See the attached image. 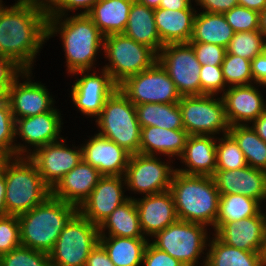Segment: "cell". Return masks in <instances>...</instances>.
<instances>
[{"mask_svg":"<svg viewBox=\"0 0 266 266\" xmlns=\"http://www.w3.org/2000/svg\"><path fill=\"white\" fill-rule=\"evenodd\" d=\"M0 0V56L32 70L36 55L47 40L45 0H18L4 6Z\"/></svg>","mask_w":266,"mask_h":266,"instance_id":"cell-1","label":"cell"},{"mask_svg":"<svg viewBox=\"0 0 266 266\" xmlns=\"http://www.w3.org/2000/svg\"><path fill=\"white\" fill-rule=\"evenodd\" d=\"M57 33L62 39L67 73L92 71L96 55L104 47V36L93 20L87 14L48 16L47 40Z\"/></svg>","mask_w":266,"mask_h":266,"instance_id":"cell-2","label":"cell"},{"mask_svg":"<svg viewBox=\"0 0 266 266\" xmlns=\"http://www.w3.org/2000/svg\"><path fill=\"white\" fill-rule=\"evenodd\" d=\"M170 192L179 220L214 228L220 193L213 177L186 175L175 171Z\"/></svg>","mask_w":266,"mask_h":266,"instance_id":"cell-3","label":"cell"},{"mask_svg":"<svg viewBox=\"0 0 266 266\" xmlns=\"http://www.w3.org/2000/svg\"><path fill=\"white\" fill-rule=\"evenodd\" d=\"M77 212L76 206L50 195L18 216L21 246L49 254L63 228Z\"/></svg>","mask_w":266,"mask_h":266,"instance_id":"cell-4","label":"cell"},{"mask_svg":"<svg viewBox=\"0 0 266 266\" xmlns=\"http://www.w3.org/2000/svg\"><path fill=\"white\" fill-rule=\"evenodd\" d=\"M2 170L5 173V204L8 215L19 216L26 213L51 195V188L28 157L8 158Z\"/></svg>","mask_w":266,"mask_h":266,"instance_id":"cell-5","label":"cell"},{"mask_svg":"<svg viewBox=\"0 0 266 266\" xmlns=\"http://www.w3.org/2000/svg\"><path fill=\"white\" fill-rule=\"evenodd\" d=\"M98 134L123 147L130 154L140 153L141 127L135 105L117 88L106 100L96 118Z\"/></svg>","mask_w":266,"mask_h":266,"instance_id":"cell-6","label":"cell"},{"mask_svg":"<svg viewBox=\"0 0 266 266\" xmlns=\"http://www.w3.org/2000/svg\"><path fill=\"white\" fill-rule=\"evenodd\" d=\"M99 238L98 225L77 212L49 252L51 266H85L90 252L99 244Z\"/></svg>","mask_w":266,"mask_h":266,"instance_id":"cell-7","label":"cell"},{"mask_svg":"<svg viewBox=\"0 0 266 266\" xmlns=\"http://www.w3.org/2000/svg\"><path fill=\"white\" fill-rule=\"evenodd\" d=\"M103 51L109 61L103 69L117 85L129 76L150 68L157 61V54L151 48L123 33L105 36Z\"/></svg>","mask_w":266,"mask_h":266,"instance_id":"cell-8","label":"cell"},{"mask_svg":"<svg viewBox=\"0 0 266 266\" xmlns=\"http://www.w3.org/2000/svg\"><path fill=\"white\" fill-rule=\"evenodd\" d=\"M207 226L178 220L156 233L152 245L184 266H197L208 246Z\"/></svg>","mask_w":266,"mask_h":266,"instance_id":"cell-9","label":"cell"},{"mask_svg":"<svg viewBox=\"0 0 266 266\" xmlns=\"http://www.w3.org/2000/svg\"><path fill=\"white\" fill-rule=\"evenodd\" d=\"M178 105L189 136L229 133L230 124L221 96L217 99L216 95L181 96Z\"/></svg>","mask_w":266,"mask_h":266,"instance_id":"cell-10","label":"cell"},{"mask_svg":"<svg viewBox=\"0 0 266 266\" xmlns=\"http://www.w3.org/2000/svg\"><path fill=\"white\" fill-rule=\"evenodd\" d=\"M118 88L134 105L178 103L181 99L175 83L158 61L150 68L126 78Z\"/></svg>","mask_w":266,"mask_h":266,"instance_id":"cell-11","label":"cell"},{"mask_svg":"<svg viewBox=\"0 0 266 266\" xmlns=\"http://www.w3.org/2000/svg\"><path fill=\"white\" fill-rule=\"evenodd\" d=\"M157 61L166 70L181 96H200V70L195 51L190 43L164 45L157 54Z\"/></svg>","mask_w":266,"mask_h":266,"instance_id":"cell-12","label":"cell"},{"mask_svg":"<svg viewBox=\"0 0 266 266\" xmlns=\"http://www.w3.org/2000/svg\"><path fill=\"white\" fill-rule=\"evenodd\" d=\"M155 155L131 154L125 172L127 190L147 195L170 190L176 169ZM161 160V161H160ZM169 164V165H168Z\"/></svg>","mask_w":266,"mask_h":266,"instance_id":"cell-13","label":"cell"},{"mask_svg":"<svg viewBox=\"0 0 266 266\" xmlns=\"http://www.w3.org/2000/svg\"><path fill=\"white\" fill-rule=\"evenodd\" d=\"M89 72L90 70H80L72 73L73 76L81 74V78H77L71 86V100L83 115L97 118L107 98L118 88V85L104 69L100 70V73L98 71L99 75L96 71L92 74Z\"/></svg>","mask_w":266,"mask_h":266,"instance_id":"cell-14","label":"cell"},{"mask_svg":"<svg viewBox=\"0 0 266 266\" xmlns=\"http://www.w3.org/2000/svg\"><path fill=\"white\" fill-rule=\"evenodd\" d=\"M61 122V113L56 108L35 116L16 119L15 135L25 142V145L16 144V157H28L36 149L62 139ZM29 146H32L33 150Z\"/></svg>","mask_w":266,"mask_h":266,"instance_id":"cell-15","label":"cell"},{"mask_svg":"<svg viewBox=\"0 0 266 266\" xmlns=\"http://www.w3.org/2000/svg\"><path fill=\"white\" fill-rule=\"evenodd\" d=\"M20 76L26 79L23 83L19 80ZM31 77L32 71L24 70L7 92L6 99L15 120L49 112L54 108L55 101L49 90L41 82H33Z\"/></svg>","mask_w":266,"mask_h":266,"instance_id":"cell-16","label":"cell"},{"mask_svg":"<svg viewBox=\"0 0 266 266\" xmlns=\"http://www.w3.org/2000/svg\"><path fill=\"white\" fill-rule=\"evenodd\" d=\"M64 143L65 139L62 138L36 149L28 156L51 189L83 159L81 147L73 146L71 149Z\"/></svg>","mask_w":266,"mask_h":266,"instance_id":"cell-17","label":"cell"},{"mask_svg":"<svg viewBox=\"0 0 266 266\" xmlns=\"http://www.w3.org/2000/svg\"><path fill=\"white\" fill-rule=\"evenodd\" d=\"M124 185L126 186L124 176H102L89 197L78 208V212L99 226L118 206L130 198L124 195Z\"/></svg>","mask_w":266,"mask_h":266,"instance_id":"cell-18","label":"cell"},{"mask_svg":"<svg viewBox=\"0 0 266 266\" xmlns=\"http://www.w3.org/2000/svg\"><path fill=\"white\" fill-rule=\"evenodd\" d=\"M239 221L223 223L214 234L225 244L249 252H263L266 236V212Z\"/></svg>","mask_w":266,"mask_h":266,"instance_id":"cell-19","label":"cell"},{"mask_svg":"<svg viewBox=\"0 0 266 266\" xmlns=\"http://www.w3.org/2000/svg\"><path fill=\"white\" fill-rule=\"evenodd\" d=\"M82 158L103 176H124L130 153L112 140L95 134L82 146Z\"/></svg>","mask_w":266,"mask_h":266,"instance_id":"cell-20","label":"cell"},{"mask_svg":"<svg viewBox=\"0 0 266 266\" xmlns=\"http://www.w3.org/2000/svg\"><path fill=\"white\" fill-rule=\"evenodd\" d=\"M212 177L220 194H241L261 204L266 200V171L262 169L247 165L234 170H216Z\"/></svg>","mask_w":266,"mask_h":266,"instance_id":"cell-21","label":"cell"},{"mask_svg":"<svg viewBox=\"0 0 266 266\" xmlns=\"http://www.w3.org/2000/svg\"><path fill=\"white\" fill-rule=\"evenodd\" d=\"M252 84L231 86L221 95L230 126L251 125L266 110L263 94Z\"/></svg>","mask_w":266,"mask_h":266,"instance_id":"cell-22","label":"cell"},{"mask_svg":"<svg viewBox=\"0 0 266 266\" xmlns=\"http://www.w3.org/2000/svg\"><path fill=\"white\" fill-rule=\"evenodd\" d=\"M140 228L144 237L151 238L167 226L178 221L174 199L170 190L135 198Z\"/></svg>","mask_w":266,"mask_h":266,"instance_id":"cell-23","label":"cell"},{"mask_svg":"<svg viewBox=\"0 0 266 266\" xmlns=\"http://www.w3.org/2000/svg\"><path fill=\"white\" fill-rule=\"evenodd\" d=\"M103 175L83 159L51 189V195L79 208Z\"/></svg>","mask_w":266,"mask_h":266,"instance_id":"cell-24","label":"cell"},{"mask_svg":"<svg viewBox=\"0 0 266 266\" xmlns=\"http://www.w3.org/2000/svg\"><path fill=\"white\" fill-rule=\"evenodd\" d=\"M217 138L211 135H190L179 160L185 168L176 171L186 175L213 176L216 171Z\"/></svg>","mask_w":266,"mask_h":266,"instance_id":"cell-25","label":"cell"},{"mask_svg":"<svg viewBox=\"0 0 266 266\" xmlns=\"http://www.w3.org/2000/svg\"><path fill=\"white\" fill-rule=\"evenodd\" d=\"M197 12L192 3L181 10L154 9L155 25L162 44L189 43Z\"/></svg>","mask_w":266,"mask_h":266,"instance_id":"cell-26","label":"cell"},{"mask_svg":"<svg viewBox=\"0 0 266 266\" xmlns=\"http://www.w3.org/2000/svg\"><path fill=\"white\" fill-rule=\"evenodd\" d=\"M188 133L185 129H166L156 126L141 128L140 134V154H157L177 158L182 155Z\"/></svg>","mask_w":266,"mask_h":266,"instance_id":"cell-27","label":"cell"},{"mask_svg":"<svg viewBox=\"0 0 266 266\" xmlns=\"http://www.w3.org/2000/svg\"><path fill=\"white\" fill-rule=\"evenodd\" d=\"M98 229L100 237L117 236L124 238L149 239L144 237L142 233L135 198H132L131 196L106 217L98 226ZM105 231L108 232L105 233Z\"/></svg>","mask_w":266,"mask_h":266,"instance_id":"cell-28","label":"cell"},{"mask_svg":"<svg viewBox=\"0 0 266 266\" xmlns=\"http://www.w3.org/2000/svg\"><path fill=\"white\" fill-rule=\"evenodd\" d=\"M123 34L137 43L151 48L156 54L164 46L156 29L154 9L140 4L136 0L131 5L128 22Z\"/></svg>","mask_w":266,"mask_h":266,"instance_id":"cell-29","label":"cell"},{"mask_svg":"<svg viewBox=\"0 0 266 266\" xmlns=\"http://www.w3.org/2000/svg\"><path fill=\"white\" fill-rule=\"evenodd\" d=\"M134 0H98L87 13L102 35L123 33Z\"/></svg>","mask_w":266,"mask_h":266,"instance_id":"cell-30","label":"cell"},{"mask_svg":"<svg viewBox=\"0 0 266 266\" xmlns=\"http://www.w3.org/2000/svg\"><path fill=\"white\" fill-rule=\"evenodd\" d=\"M208 243L202 266H266L263 252H249L229 246L215 234Z\"/></svg>","mask_w":266,"mask_h":266,"instance_id":"cell-31","label":"cell"},{"mask_svg":"<svg viewBox=\"0 0 266 266\" xmlns=\"http://www.w3.org/2000/svg\"><path fill=\"white\" fill-rule=\"evenodd\" d=\"M234 30L226 21L222 13H196L192 38L189 42H201L227 47Z\"/></svg>","mask_w":266,"mask_h":266,"instance_id":"cell-32","label":"cell"},{"mask_svg":"<svg viewBox=\"0 0 266 266\" xmlns=\"http://www.w3.org/2000/svg\"><path fill=\"white\" fill-rule=\"evenodd\" d=\"M99 243L114 266H140L149 239L100 237Z\"/></svg>","mask_w":266,"mask_h":266,"instance_id":"cell-33","label":"cell"},{"mask_svg":"<svg viewBox=\"0 0 266 266\" xmlns=\"http://www.w3.org/2000/svg\"><path fill=\"white\" fill-rule=\"evenodd\" d=\"M140 127L156 126L184 129L178 103H144L135 105Z\"/></svg>","mask_w":266,"mask_h":266,"instance_id":"cell-34","label":"cell"},{"mask_svg":"<svg viewBox=\"0 0 266 266\" xmlns=\"http://www.w3.org/2000/svg\"><path fill=\"white\" fill-rule=\"evenodd\" d=\"M262 210L261 203L241 194H220L214 231L223 223L256 216Z\"/></svg>","mask_w":266,"mask_h":266,"instance_id":"cell-35","label":"cell"},{"mask_svg":"<svg viewBox=\"0 0 266 266\" xmlns=\"http://www.w3.org/2000/svg\"><path fill=\"white\" fill-rule=\"evenodd\" d=\"M229 134L238 143L247 164L266 171V142L257 135L251 125L230 126Z\"/></svg>","mask_w":266,"mask_h":266,"instance_id":"cell-36","label":"cell"},{"mask_svg":"<svg viewBox=\"0 0 266 266\" xmlns=\"http://www.w3.org/2000/svg\"><path fill=\"white\" fill-rule=\"evenodd\" d=\"M266 50V37L260 30L236 32L226 47V53L252 61Z\"/></svg>","mask_w":266,"mask_h":266,"instance_id":"cell-37","label":"cell"},{"mask_svg":"<svg viewBox=\"0 0 266 266\" xmlns=\"http://www.w3.org/2000/svg\"><path fill=\"white\" fill-rule=\"evenodd\" d=\"M217 139L216 170H234L248 165L244 153L229 133Z\"/></svg>","mask_w":266,"mask_h":266,"instance_id":"cell-38","label":"cell"},{"mask_svg":"<svg viewBox=\"0 0 266 266\" xmlns=\"http://www.w3.org/2000/svg\"><path fill=\"white\" fill-rule=\"evenodd\" d=\"M221 67L227 88L253 84L250 60L226 53Z\"/></svg>","mask_w":266,"mask_h":266,"instance_id":"cell-39","label":"cell"},{"mask_svg":"<svg viewBox=\"0 0 266 266\" xmlns=\"http://www.w3.org/2000/svg\"><path fill=\"white\" fill-rule=\"evenodd\" d=\"M0 266H51L49 254L19 246L0 256Z\"/></svg>","mask_w":266,"mask_h":266,"instance_id":"cell-40","label":"cell"},{"mask_svg":"<svg viewBox=\"0 0 266 266\" xmlns=\"http://www.w3.org/2000/svg\"><path fill=\"white\" fill-rule=\"evenodd\" d=\"M15 119L12 115L10 105L5 99L0 104V151L8 158L16 157Z\"/></svg>","mask_w":266,"mask_h":266,"instance_id":"cell-41","label":"cell"},{"mask_svg":"<svg viewBox=\"0 0 266 266\" xmlns=\"http://www.w3.org/2000/svg\"><path fill=\"white\" fill-rule=\"evenodd\" d=\"M234 32L259 30V12L237 5L223 13Z\"/></svg>","mask_w":266,"mask_h":266,"instance_id":"cell-42","label":"cell"},{"mask_svg":"<svg viewBox=\"0 0 266 266\" xmlns=\"http://www.w3.org/2000/svg\"><path fill=\"white\" fill-rule=\"evenodd\" d=\"M21 246L18 216L0 217V256Z\"/></svg>","mask_w":266,"mask_h":266,"instance_id":"cell-43","label":"cell"},{"mask_svg":"<svg viewBox=\"0 0 266 266\" xmlns=\"http://www.w3.org/2000/svg\"><path fill=\"white\" fill-rule=\"evenodd\" d=\"M201 95H217L226 91L221 65H203L200 70Z\"/></svg>","mask_w":266,"mask_h":266,"instance_id":"cell-44","label":"cell"},{"mask_svg":"<svg viewBox=\"0 0 266 266\" xmlns=\"http://www.w3.org/2000/svg\"><path fill=\"white\" fill-rule=\"evenodd\" d=\"M98 0H45L48 16H65L68 11L83 9L77 14H87ZM67 11V12H66Z\"/></svg>","mask_w":266,"mask_h":266,"instance_id":"cell-45","label":"cell"},{"mask_svg":"<svg viewBox=\"0 0 266 266\" xmlns=\"http://www.w3.org/2000/svg\"><path fill=\"white\" fill-rule=\"evenodd\" d=\"M197 56L199 63L203 65H222L226 48L216 44L189 42Z\"/></svg>","mask_w":266,"mask_h":266,"instance_id":"cell-46","label":"cell"},{"mask_svg":"<svg viewBox=\"0 0 266 266\" xmlns=\"http://www.w3.org/2000/svg\"><path fill=\"white\" fill-rule=\"evenodd\" d=\"M24 71L14 60L0 56V91L6 96L15 79Z\"/></svg>","mask_w":266,"mask_h":266,"instance_id":"cell-47","label":"cell"},{"mask_svg":"<svg viewBox=\"0 0 266 266\" xmlns=\"http://www.w3.org/2000/svg\"><path fill=\"white\" fill-rule=\"evenodd\" d=\"M143 266H184L177 259L168 253L159 250L151 244V240L146 246L142 261Z\"/></svg>","mask_w":266,"mask_h":266,"instance_id":"cell-48","label":"cell"},{"mask_svg":"<svg viewBox=\"0 0 266 266\" xmlns=\"http://www.w3.org/2000/svg\"><path fill=\"white\" fill-rule=\"evenodd\" d=\"M207 13H225L238 5L237 0H195Z\"/></svg>","mask_w":266,"mask_h":266,"instance_id":"cell-49","label":"cell"},{"mask_svg":"<svg viewBox=\"0 0 266 266\" xmlns=\"http://www.w3.org/2000/svg\"><path fill=\"white\" fill-rule=\"evenodd\" d=\"M251 73L256 87H266V50L251 61Z\"/></svg>","mask_w":266,"mask_h":266,"instance_id":"cell-50","label":"cell"},{"mask_svg":"<svg viewBox=\"0 0 266 266\" xmlns=\"http://www.w3.org/2000/svg\"><path fill=\"white\" fill-rule=\"evenodd\" d=\"M85 266H114L104 247L99 243L90 252Z\"/></svg>","mask_w":266,"mask_h":266,"instance_id":"cell-51","label":"cell"},{"mask_svg":"<svg viewBox=\"0 0 266 266\" xmlns=\"http://www.w3.org/2000/svg\"><path fill=\"white\" fill-rule=\"evenodd\" d=\"M251 127L256 131L257 135L266 142V110L252 122Z\"/></svg>","mask_w":266,"mask_h":266,"instance_id":"cell-52","label":"cell"},{"mask_svg":"<svg viewBox=\"0 0 266 266\" xmlns=\"http://www.w3.org/2000/svg\"><path fill=\"white\" fill-rule=\"evenodd\" d=\"M191 3V0H161L159 8L181 10L186 9Z\"/></svg>","mask_w":266,"mask_h":266,"instance_id":"cell-53","label":"cell"},{"mask_svg":"<svg viewBox=\"0 0 266 266\" xmlns=\"http://www.w3.org/2000/svg\"><path fill=\"white\" fill-rule=\"evenodd\" d=\"M6 181L5 173L0 171V217L8 215L5 204Z\"/></svg>","mask_w":266,"mask_h":266,"instance_id":"cell-54","label":"cell"},{"mask_svg":"<svg viewBox=\"0 0 266 266\" xmlns=\"http://www.w3.org/2000/svg\"><path fill=\"white\" fill-rule=\"evenodd\" d=\"M238 5L261 12L266 7V0H237Z\"/></svg>","mask_w":266,"mask_h":266,"instance_id":"cell-55","label":"cell"},{"mask_svg":"<svg viewBox=\"0 0 266 266\" xmlns=\"http://www.w3.org/2000/svg\"><path fill=\"white\" fill-rule=\"evenodd\" d=\"M259 30L266 37V7L259 13Z\"/></svg>","mask_w":266,"mask_h":266,"instance_id":"cell-56","label":"cell"},{"mask_svg":"<svg viewBox=\"0 0 266 266\" xmlns=\"http://www.w3.org/2000/svg\"><path fill=\"white\" fill-rule=\"evenodd\" d=\"M136 1L152 9L159 8V5L161 3V0H136Z\"/></svg>","mask_w":266,"mask_h":266,"instance_id":"cell-57","label":"cell"},{"mask_svg":"<svg viewBox=\"0 0 266 266\" xmlns=\"http://www.w3.org/2000/svg\"><path fill=\"white\" fill-rule=\"evenodd\" d=\"M7 159L8 157L0 151V171L2 170V166Z\"/></svg>","mask_w":266,"mask_h":266,"instance_id":"cell-58","label":"cell"},{"mask_svg":"<svg viewBox=\"0 0 266 266\" xmlns=\"http://www.w3.org/2000/svg\"><path fill=\"white\" fill-rule=\"evenodd\" d=\"M263 257H264V261L266 264V236H265V245H264V250H263Z\"/></svg>","mask_w":266,"mask_h":266,"instance_id":"cell-59","label":"cell"},{"mask_svg":"<svg viewBox=\"0 0 266 266\" xmlns=\"http://www.w3.org/2000/svg\"><path fill=\"white\" fill-rule=\"evenodd\" d=\"M6 99V96L0 91V104Z\"/></svg>","mask_w":266,"mask_h":266,"instance_id":"cell-60","label":"cell"}]
</instances>
